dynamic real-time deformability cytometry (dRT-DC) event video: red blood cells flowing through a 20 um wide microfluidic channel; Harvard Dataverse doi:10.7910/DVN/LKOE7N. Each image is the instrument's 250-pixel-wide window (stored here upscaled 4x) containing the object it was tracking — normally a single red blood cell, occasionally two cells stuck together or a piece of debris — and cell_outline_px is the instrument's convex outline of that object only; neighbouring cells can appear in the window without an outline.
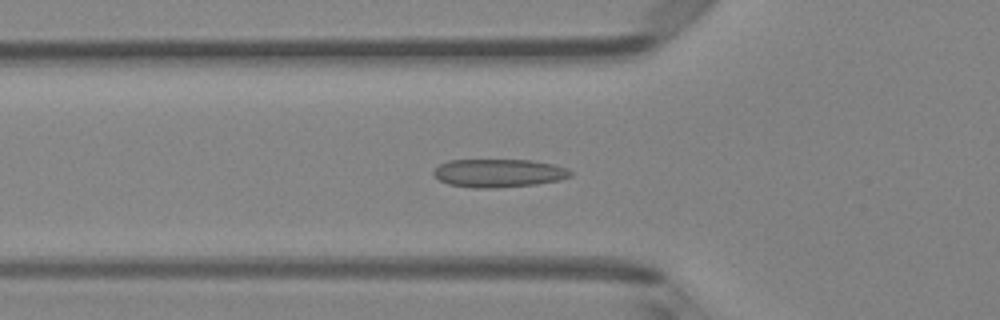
{"species": "Egyptian fruit bat (a non-hibernating species)", "species_latin": "Rousettus aegyptiacus", "temperature_condition": "room temperature", "stored_images_in_passage": 41, "camera_frame_rate_fps": 3000, "um_per_image_px": 0.085, "animal": {"sex": "female"}, "frame": {"image": 1, "passage_image": 17, "time_ms": 5.333, "image_size_px": [1000, 320], "cell_outline_px": [[572, 176], [560, 180], [536, 184], [496, 188], [472, 188], [448, 184], [440, 180], [432, 172], [440, 164], [448, 160], [532, 160], [552, 164], [568, 168], [572, 172]], "centroid_in_image_um": [42.41, 14.71], "position_along_channel_um": 83.4, "area_um2": 22.6}}
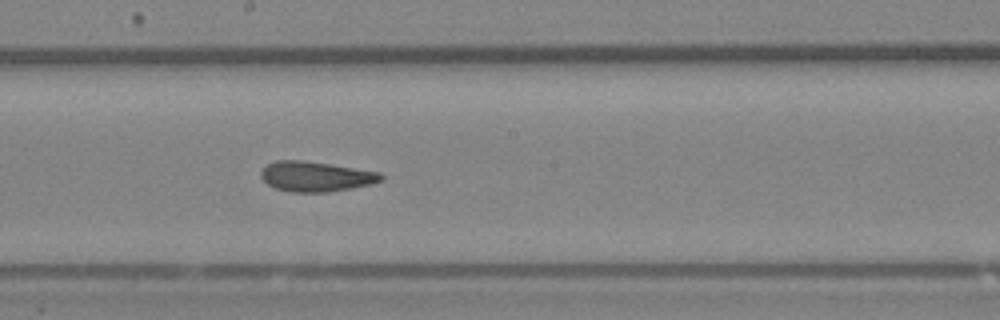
{"frame": {"image": 2, "passage_image": 27, "time_ms": 8.667, "image_size_px": [1000, 320], "cell_outline_px": [[384, 180], [372, 184], [328, 192], [292, 192], [276, 188], [268, 184], [260, 176], [260, 172], [268, 164], [276, 160], [300, 160], [328, 164], [380, 172], [384, 176]], "centroid_in_image_um": [26.86, 15.0], "position_along_channel_um": 221.3, "area_um2": 20.87}}
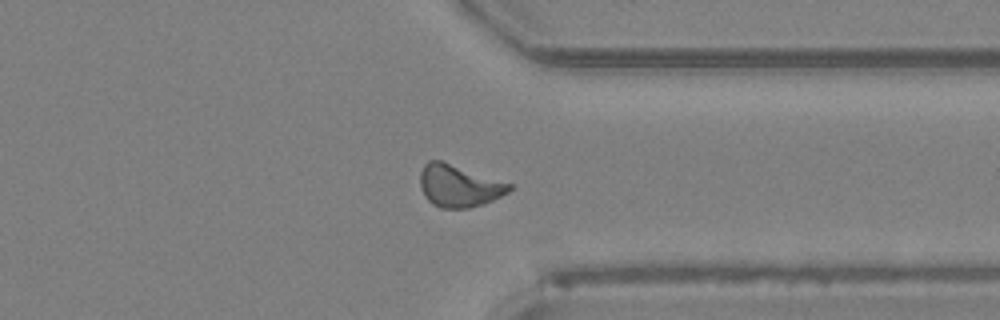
{"frame": {"image": 3, "passage_image": 38, "time_ms": 12.333, "image_size_px": [1000, 320], "cell_outline_px": [[512, 188], [508, 192], [492, 200], [468, 208], [440, 208], [432, 204], [424, 196], [420, 188], [420, 172], [424, 164], [428, 160], [444, 160], [512, 184]], "centroid_in_image_um": [38.97, 15.77], "position_along_channel_um": 372.4, "area_um2": 22.08}, "authors_computed_cell_mechanics": {"area_um2": 21.9062, "velocity_mm_per_s": 4.1432, "shape_relaxation_time_tau1_ms": null, "shape_relaxation_time_tau2_ms": 2.6222, "deformation_change_tau1": null, "deformation_change_tau2": 0.0851}}